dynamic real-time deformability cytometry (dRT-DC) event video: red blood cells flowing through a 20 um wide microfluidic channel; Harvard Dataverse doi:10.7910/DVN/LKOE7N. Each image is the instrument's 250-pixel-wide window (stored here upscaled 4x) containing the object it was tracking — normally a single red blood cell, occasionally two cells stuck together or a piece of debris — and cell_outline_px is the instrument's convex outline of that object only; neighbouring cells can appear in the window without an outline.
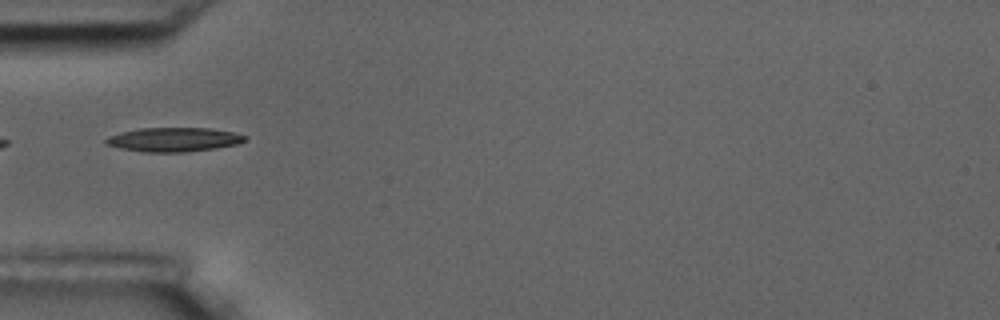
{"species": "common noctule bat (a hibernating species)", "species_latin": "Nyctalus noctula", "temperature_condition": "room temperature", "stored_images_in_passage": 3, "camera_frame_rate_fps": 3000, "um_per_image_px": 0.085, "animal": {"sex": "male", "body_mass_g": 17.5, "forearm_length_mm": 52.3}, "frame": {"image": 1, "passage_image": 1, "time_ms": 0.0, "image_size_px": [1000, 320], "cell_outline_px": [[248, 140], [236, 144], [216, 148], [184, 152], [144, 152], [120, 148], [104, 144], [104, 140], [108, 136], [140, 128], [208, 128], [232, 132], [248, 136]], "centroid_in_image_um": [14.78, 11.87], "position_along_channel_um": 70.2, "area_um2": 19.48}}